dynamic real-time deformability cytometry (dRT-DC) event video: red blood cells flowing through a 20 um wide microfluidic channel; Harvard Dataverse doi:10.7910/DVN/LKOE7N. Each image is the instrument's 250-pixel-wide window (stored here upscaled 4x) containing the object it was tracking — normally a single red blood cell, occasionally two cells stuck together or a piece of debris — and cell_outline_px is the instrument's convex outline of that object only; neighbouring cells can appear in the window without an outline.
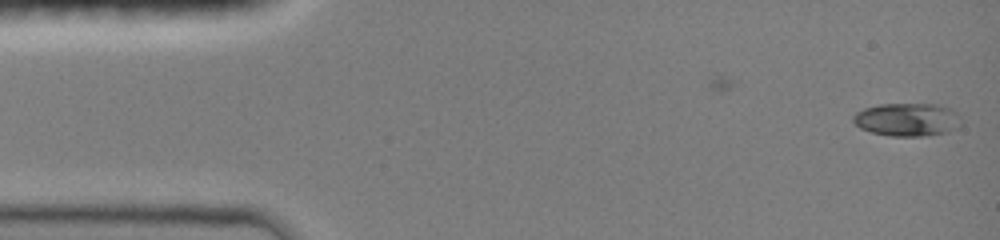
{"species": "common noctule bat (a hibernating species)", "species_latin": "Nyctalus noctula", "temperature_condition": "room temperature", "stored_images_in_passage": 5, "camera_frame_rate_fps": 3000, "um_per_image_px": 0.085, "animal": {"sex": "female", "body_mass_g": 19.0, "forearm_length_mm": 51.5}, "frame": {"image": 1, "passage_image": 5, "time_ms": 1.333, "image_size_px": [1000, 240], "cell_outline_px": [[960, 124], [956, 128], [948, 132], [920, 136], [892, 136], [872, 132], [860, 128], [852, 120], [852, 116], [856, 112], [864, 108], [880, 104], [940, 104], [952, 108], [960, 116]], "centroid_in_image_um": [77.13, 10.15], "position_along_channel_um": 7.9, "area_um2": 20.92}}